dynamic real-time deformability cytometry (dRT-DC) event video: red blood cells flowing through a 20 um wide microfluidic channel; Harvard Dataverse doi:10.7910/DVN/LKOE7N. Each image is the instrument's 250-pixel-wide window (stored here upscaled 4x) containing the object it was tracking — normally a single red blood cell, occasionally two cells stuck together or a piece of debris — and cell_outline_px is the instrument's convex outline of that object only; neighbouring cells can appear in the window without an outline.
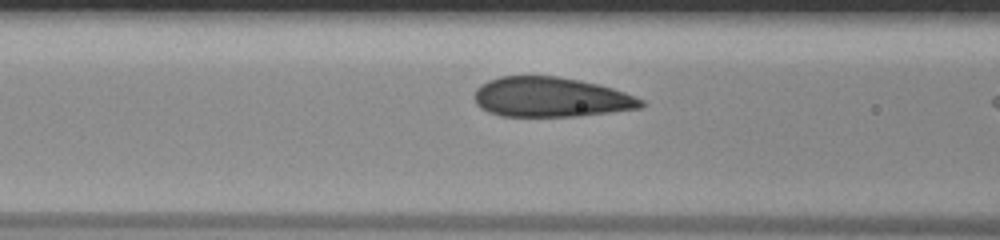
{"species": "human", "species_latin": "Homo sapiens", "temperature_condition": "room temperature", "stored_images_in_passage": 9, "camera_frame_rate_fps": 3000, "um_per_image_px": 0.085, "donor": {"sex": "male"}, "frame": {"image": 1, "passage_image": 7, "time_ms": 2.0, "image_size_px": [1000, 240], "cell_outline_px": [[648, 104], [644, 108], [580, 116], [500, 116], [488, 112], [480, 108], [476, 104], [472, 96], [476, 88], [480, 84], [488, 80], [500, 76], [556, 76], [580, 80], [600, 84], [636, 96], [644, 100]], "centroid_in_image_um": [46.83, 8.26], "position_along_channel_um": 119.8, "area_um2": 39.3}}